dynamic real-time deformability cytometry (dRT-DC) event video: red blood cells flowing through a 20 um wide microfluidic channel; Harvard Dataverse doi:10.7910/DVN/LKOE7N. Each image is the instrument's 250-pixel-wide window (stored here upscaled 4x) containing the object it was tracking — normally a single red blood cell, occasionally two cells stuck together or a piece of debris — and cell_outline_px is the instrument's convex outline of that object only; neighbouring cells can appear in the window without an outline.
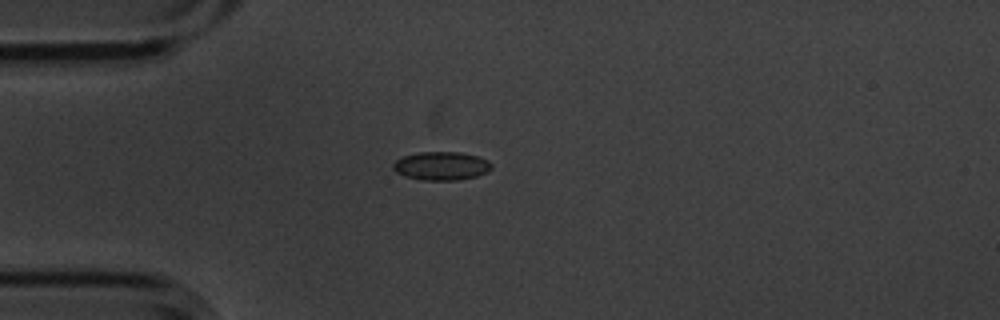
{"species": "common noctule bat (a hibernating species)", "species_latin": "Nyctalus noctula", "temperature_condition": "cold", "stored_images_in_passage": 5, "camera_frame_rate_fps": 3000, "um_per_image_px": 0.085, "animal": {"sex": "male", "body_mass_g": 20.1, "forearm_length_mm": 53.5}, "frame": {"image": 1, "passage_image": 5, "time_ms": 1.333, "image_size_px": [1000, 320], "cell_outline_px": [[492, 168], [488, 172], [476, 176], [456, 180], [420, 180], [404, 176], [396, 172], [392, 168], [392, 164], [396, 160], [404, 156], [420, 152], [460, 152], [480, 156], [488, 160], [492, 164]], "centroid_in_image_um": [37.53, 14.1], "position_along_channel_um": 47.5, "area_um2": 16.47}}